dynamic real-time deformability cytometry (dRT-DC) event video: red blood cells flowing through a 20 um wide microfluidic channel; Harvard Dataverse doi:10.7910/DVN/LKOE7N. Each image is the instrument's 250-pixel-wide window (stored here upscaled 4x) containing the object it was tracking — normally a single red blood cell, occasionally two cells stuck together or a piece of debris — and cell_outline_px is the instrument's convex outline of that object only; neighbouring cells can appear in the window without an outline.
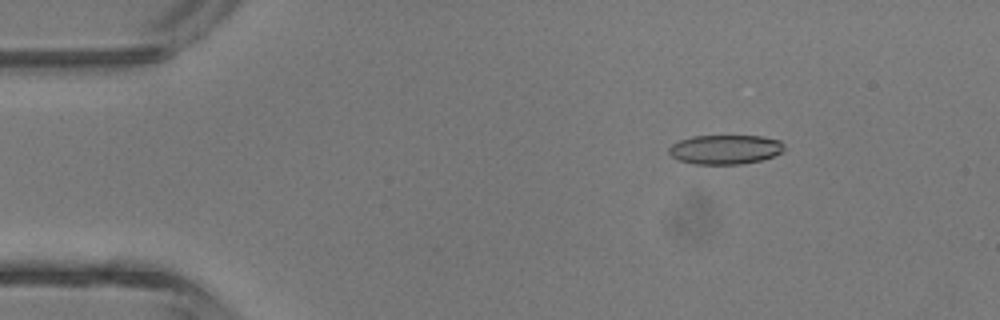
{"species": "common noctule bat (a hibernating species)", "species_latin": "Nyctalus noctula", "temperature_condition": "room temperature", "stored_images_in_passage": 3, "camera_frame_rate_fps": 3000, "um_per_image_px": 0.085, "animal": {"sex": "male", "body_mass_g": 13.3}, "frame": {"image": 1, "passage_image": 1, "time_ms": 0.0, "image_size_px": [1000, 320], "cell_outline_px": [[784, 148], [780, 152], [772, 156], [760, 160], [740, 164], [692, 164], [680, 160], [672, 156], [668, 152], [668, 148], [672, 144], [680, 140], [692, 136], [760, 136], [780, 140], [784, 144]], "centroid_in_image_um": [61.61, 12.7], "position_along_channel_um": 23.4, "area_um2": 19.59}}
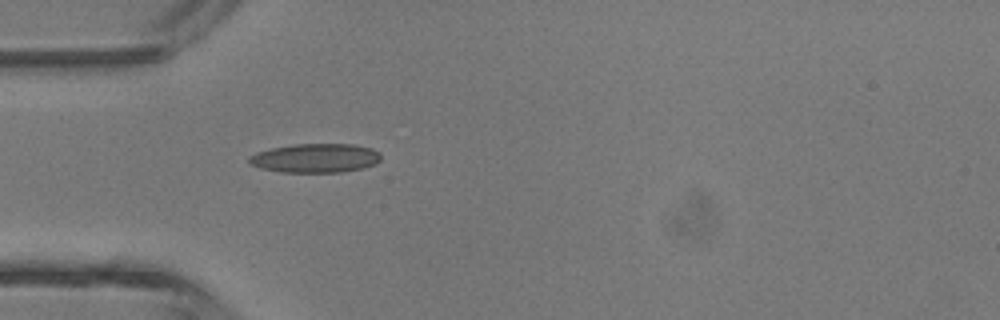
{"frame": {"image": 2, "passage_image": 3, "time_ms": 2.333, "image_size_px": [1000, 320], "cell_outline_px": [[380, 160], [376, 164], [364, 168], [344, 172], [280, 172], [260, 168], [248, 164], [248, 156], [256, 152], [272, 148], [292, 144], [356, 144], [372, 148], [380, 152]], "centroid_in_image_um": [26.81, 13.44], "position_along_channel_um": 58.2, "area_um2": 22.66}}